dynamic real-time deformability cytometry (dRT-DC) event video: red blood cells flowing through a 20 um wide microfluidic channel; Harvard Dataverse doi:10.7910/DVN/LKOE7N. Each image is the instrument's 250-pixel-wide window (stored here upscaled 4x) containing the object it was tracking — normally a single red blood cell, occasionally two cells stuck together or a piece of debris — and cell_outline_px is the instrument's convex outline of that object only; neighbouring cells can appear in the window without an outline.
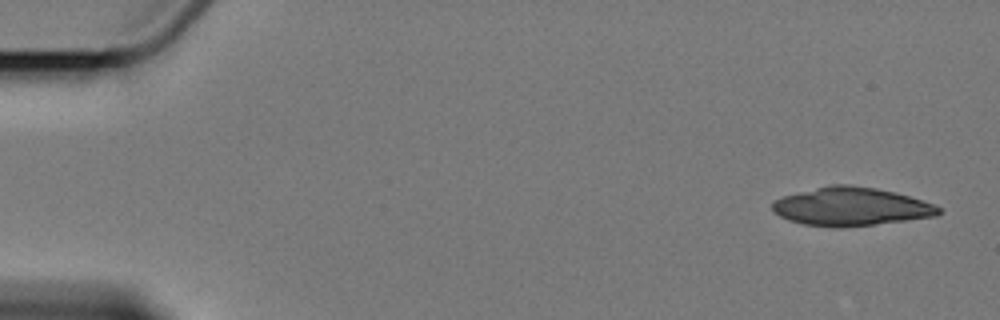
{"species": "Egyptian fruit bat (a non-hibernating species)", "species_latin": "Rousettus aegyptiacus", "temperature_condition": "cold", "stored_images_in_passage": 3, "camera_frame_rate_fps": 3000, "um_per_image_px": 0.085, "animal": {"sex": "female"}, "frame": {"image": 1, "passage_image": 1, "time_ms": 0.0, "image_size_px": [1000, 320], "cell_outline_px": [[940, 212], [936, 216], [876, 224], [840, 228], [832, 228], [804, 224], [788, 220], [772, 212], [772, 200], [784, 196], [832, 184], [848, 184], [876, 188], [908, 196], [932, 204], [940, 208]], "centroid_in_image_um": [72.28, 17.57], "position_along_channel_um": 12.7, "area_um2": 36.93}}